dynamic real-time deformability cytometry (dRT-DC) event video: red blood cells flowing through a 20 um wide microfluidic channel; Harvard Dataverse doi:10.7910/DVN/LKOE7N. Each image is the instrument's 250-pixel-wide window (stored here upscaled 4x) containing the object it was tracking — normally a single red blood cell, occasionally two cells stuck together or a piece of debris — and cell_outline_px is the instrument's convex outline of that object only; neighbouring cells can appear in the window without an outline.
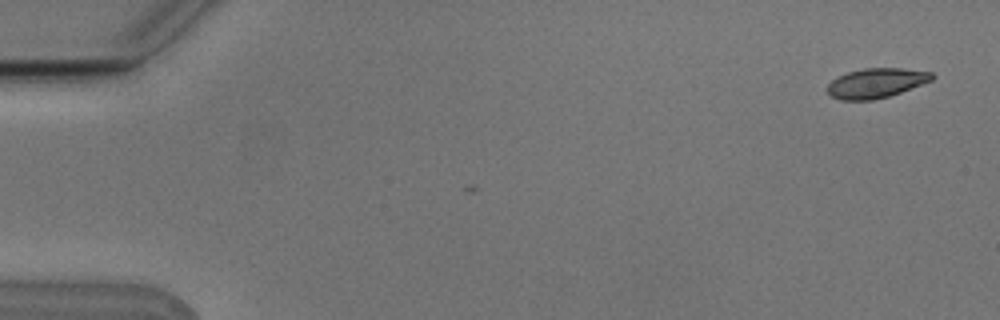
{"species": "Egyptian fruit bat (a non-hibernating species)", "species_latin": "Rousettus aegyptiacus", "temperature_condition": "cold", "stored_images_in_passage": 2, "camera_frame_rate_fps": 3000, "um_per_image_px": 0.085, "animal": {"sex": "male"}, "frame": {"image": 1, "passage_image": 1, "time_ms": 0.0, "image_size_px": [1000, 320], "cell_outline_px": [[936, 76], [932, 80], [900, 92], [888, 96], [872, 100], [840, 100], [832, 96], [824, 88], [832, 80], [848, 72], [864, 68], [904, 68], [932, 72]], "centroid_in_image_um": [74.47, 7.05], "position_along_channel_um": 10.5, "area_um2": 18.03}}